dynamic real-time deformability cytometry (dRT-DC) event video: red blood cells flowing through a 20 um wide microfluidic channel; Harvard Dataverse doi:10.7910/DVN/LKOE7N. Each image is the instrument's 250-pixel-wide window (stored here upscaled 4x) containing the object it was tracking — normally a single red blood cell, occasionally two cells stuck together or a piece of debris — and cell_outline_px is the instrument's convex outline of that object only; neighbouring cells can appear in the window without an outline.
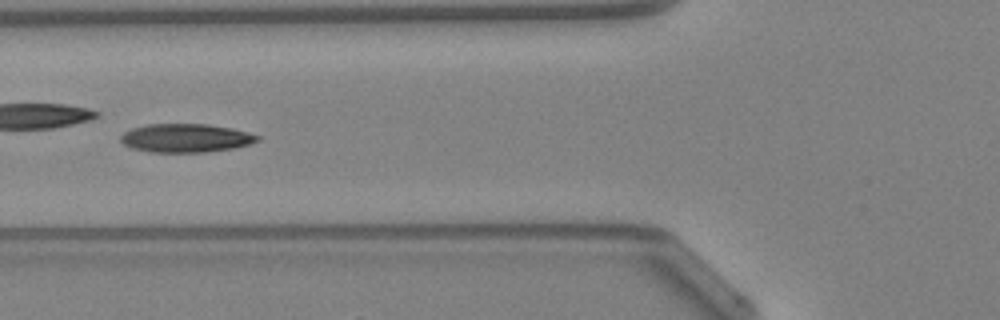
{"species": "Egyptian fruit bat (a non-hibernating species)", "species_latin": "Rousettus aegyptiacus", "temperature_condition": "warm", "stored_images_in_passage": 42, "camera_frame_rate_fps": 3000, "um_per_image_px": 0.085, "animal": {"sex": "female"}, "frame": {"image": 1, "passage_image": 13, "time_ms": 4.0, "image_size_px": [1000, 320], "cell_outline_px": [[260, 140], [248, 144], [232, 148], [204, 152], [152, 152], [132, 148], [124, 144], [120, 140], [120, 136], [124, 132], [132, 128], [148, 124], [208, 124], [232, 128], [260, 136]], "centroid_in_image_um": [15.77, 11.73], "position_along_channel_um": 110.0, "area_um2": 22.6}, "authors_computed_cell_mechanics": {"area_um2": 22.3975, "velocity_mm_per_s": 4.2761, "shape_relaxation_time_tau1_ms": 4.7835, "shape_relaxation_time_tau2_ms": 1.187, "deformation_change_tau1": 0.1704, "deformation_change_tau2": 0.0549}}